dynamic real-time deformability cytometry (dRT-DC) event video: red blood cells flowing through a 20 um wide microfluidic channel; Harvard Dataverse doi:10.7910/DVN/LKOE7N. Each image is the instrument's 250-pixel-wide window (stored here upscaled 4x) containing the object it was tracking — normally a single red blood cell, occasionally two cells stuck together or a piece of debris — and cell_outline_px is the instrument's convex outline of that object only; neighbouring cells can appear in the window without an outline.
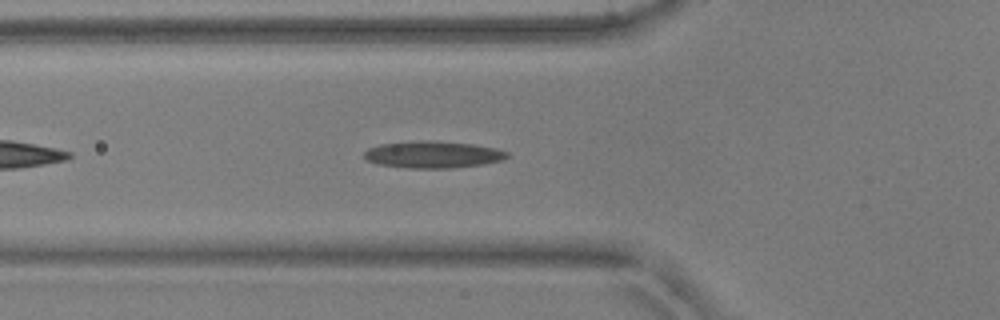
{"species": "common noctule bat (a hibernating species)", "species_latin": "Nyctalus noctula", "temperature_condition": "warm", "stored_images_in_passage": 40, "camera_frame_rate_fps": 3000, "um_per_image_px": 0.085, "animal": {"sex": "male", "body_mass_g": 17.9, "forearm_length_mm": 54.2}, "frame": {"image": 1, "passage_image": 6, "time_ms": 1.667, "image_size_px": [1000, 320], "cell_outline_px": [[508, 156], [504, 160], [480, 164], [452, 168], [408, 168], [376, 164], [368, 160], [364, 156], [364, 152], [368, 148], [380, 144], [420, 140], [432, 140], [476, 144], [496, 148], [508, 152]], "centroid_in_image_um": [36.8, 13.13], "position_along_channel_um": 89.0, "area_um2": 22.54}}
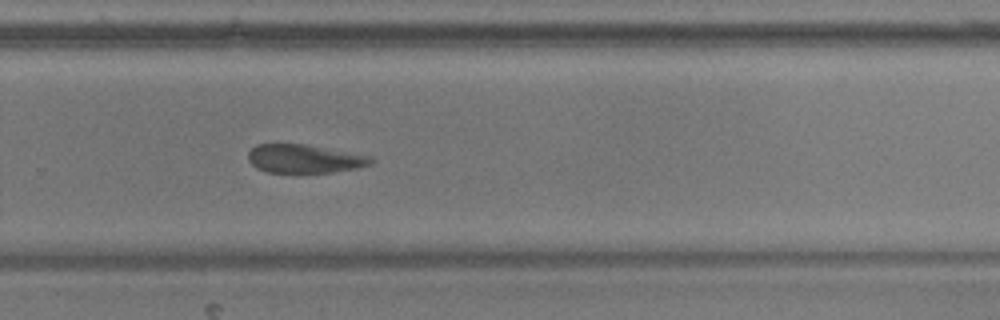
{"frame": {"image": 2, "passage_image": 23, "time_ms": 7.333, "image_size_px": [1000, 320], "cell_outline_px": [[376, 160], [372, 164], [356, 168], [332, 172], [300, 176], [296, 176], [268, 172], [256, 168], [248, 160], [248, 152], [256, 144], [304, 144], [372, 156]], "centroid_in_image_um": [25.87, 13.55], "position_along_channel_um": 303.9, "area_um2": 21.33}}
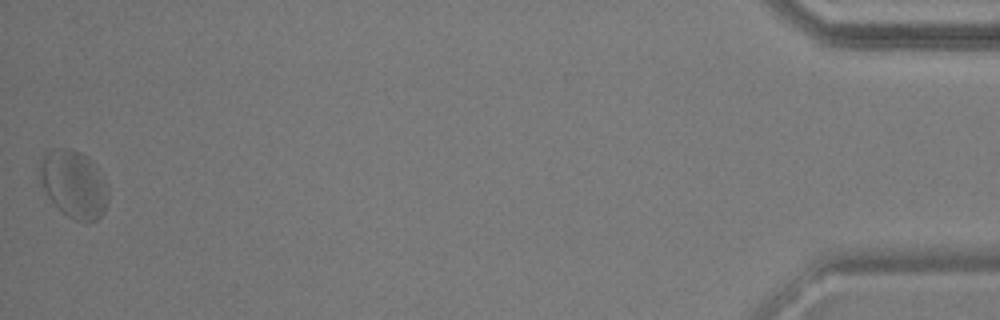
{"frame": {"image": 3, "passage_image": 40, "time_ms": 13.0, "image_size_px": [1000, 320], "cell_outline_px": [[108, 200], [104, 212], [96, 220], [88, 224], [76, 220], [68, 216], [48, 196], [40, 180], [40, 160], [44, 152], [56, 148], [68, 148], [80, 152], [88, 156], [108, 188]], "centroid_in_image_um": [6.27, 15.65], "position_along_channel_um": 428.9, "area_um2": 26.65}, "authors_computed_cell_mechanics": {"area_um2": 22.2241, "velocity_mm_per_s": 3.7907, "shape_relaxation_time_tau1_ms": null, "shape_relaxation_time_tau2_ms": 2.1807, "deformation_change_tau1": null, "deformation_change_tau2": 0.0987}}